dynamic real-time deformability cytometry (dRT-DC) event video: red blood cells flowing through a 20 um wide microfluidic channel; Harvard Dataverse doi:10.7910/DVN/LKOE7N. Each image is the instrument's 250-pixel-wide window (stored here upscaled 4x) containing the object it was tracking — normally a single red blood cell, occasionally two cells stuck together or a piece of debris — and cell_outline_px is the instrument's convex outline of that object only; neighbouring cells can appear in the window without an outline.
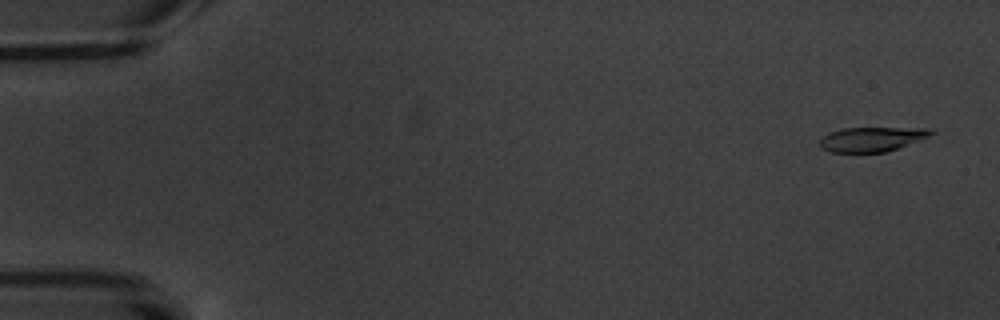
{"species": "common noctule bat (a hibernating species)", "species_latin": "Nyctalus noctula", "temperature_condition": "warm", "stored_images_in_passage": 6, "camera_frame_rate_fps": 3000, "um_per_image_px": 0.085, "animal": {"sex": "male", "body_mass_g": 20.1, "forearm_length_mm": 53.5}, "frame": {"image": 1, "passage_image": 1, "time_ms": 0.0, "image_size_px": [1000, 320], "cell_outline_px": [[936, 132], [920, 140], [884, 152], [832, 152], [820, 148], [820, 140], [828, 132], [844, 128], [924, 128]], "centroid_in_image_um": [74.06, 11.83], "position_along_channel_um": 10.9, "area_um2": 15.66}}
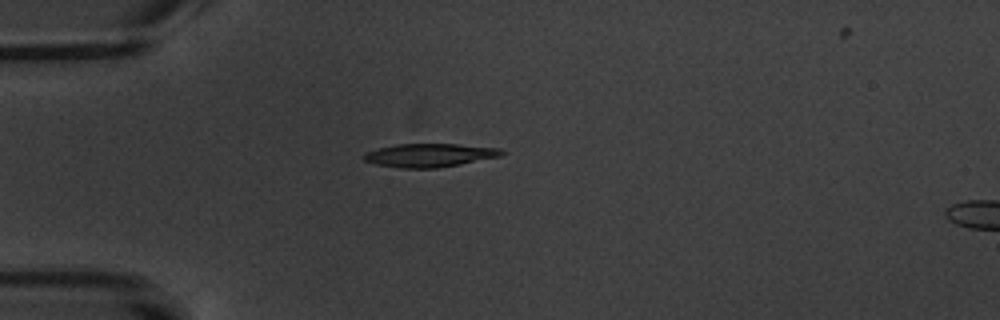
{"frame": {"image": 2, "passage_image": 5, "time_ms": 4.667, "image_size_px": [1000, 320], "cell_outline_px": [[508, 152], [500, 156], [460, 164], [436, 168], [400, 168], [376, 164], [364, 160], [360, 156], [364, 152], [376, 148], [396, 144], [456, 144], [500, 148]], "centroid_in_image_um": [36.47, 13.19], "position_along_channel_um": 48.5, "area_um2": 18.96}}